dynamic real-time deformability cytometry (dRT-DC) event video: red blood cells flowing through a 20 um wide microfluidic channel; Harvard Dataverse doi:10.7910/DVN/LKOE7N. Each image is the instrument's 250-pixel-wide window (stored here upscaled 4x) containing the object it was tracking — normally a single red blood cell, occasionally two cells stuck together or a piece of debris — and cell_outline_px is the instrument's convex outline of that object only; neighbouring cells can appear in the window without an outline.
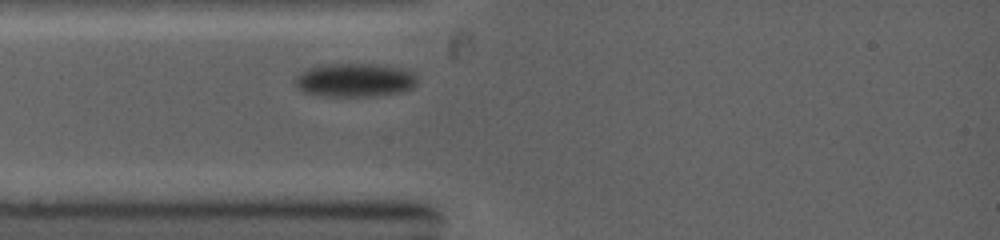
{"species": "common noctule bat (a hibernating species)", "species_latin": "Nyctalus noctula", "temperature_condition": "warm", "stored_images_in_passage": 1, "camera_frame_rate_fps": 5000, "um_per_image_px": 0.085, "animal": {"sex": "female", "body_mass_g": 19.0, "forearm_length_mm": 53.3}, "frame": {"image": 1, "passage_image": 1, "time_ms": 0.0, "image_size_px": [1000, 240], "cell_outline_px": [[416, 84], [412, 88], [400, 92], [376, 96], [324, 96], [300, 92], [296, 88], [296, 76], [300, 72], [308, 68], [320, 64], [376, 64], [404, 68], [412, 72], [416, 76]], "centroid_in_image_um": [30.13, 6.81], "position_along_channel_um": 54.9, "area_um2": 24.22}}